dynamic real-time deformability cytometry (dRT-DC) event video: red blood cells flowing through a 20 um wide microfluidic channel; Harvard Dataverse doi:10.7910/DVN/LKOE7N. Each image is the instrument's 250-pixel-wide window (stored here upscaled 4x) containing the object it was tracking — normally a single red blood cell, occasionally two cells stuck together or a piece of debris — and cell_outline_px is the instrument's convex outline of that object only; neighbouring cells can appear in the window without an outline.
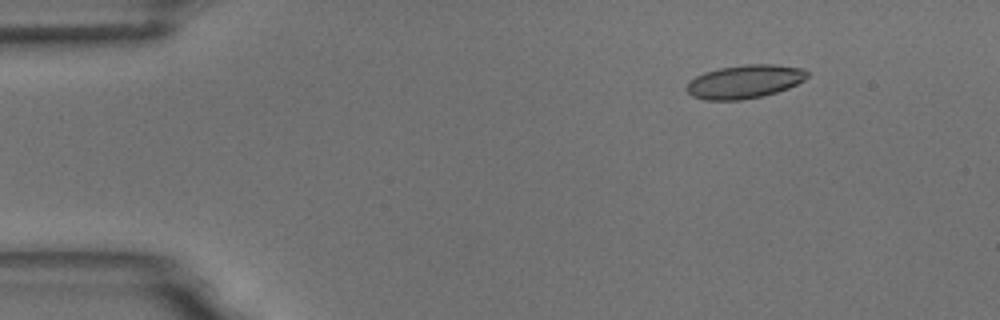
{"species": "common noctule bat (a hibernating species)", "species_latin": "Nyctalus noctula", "temperature_condition": "room temperature", "stored_images_in_passage": 10, "camera_frame_rate_fps": 3000, "um_per_image_px": 0.085, "animal": {"sex": "male", "body_mass_g": 18.8}, "frame": {"image": 1, "passage_image": 2, "time_ms": 1.333, "image_size_px": [1000, 320], "cell_outline_px": [[808, 76], [804, 80], [788, 88], [776, 92], [760, 96], [740, 100], [704, 100], [692, 96], [684, 88], [688, 80], [704, 72], [720, 68], [744, 64], [776, 64], [804, 68], [808, 72]], "centroid_in_image_um": [63.27, 6.93], "position_along_channel_um": 21.7, "area_um2": 23.7}}
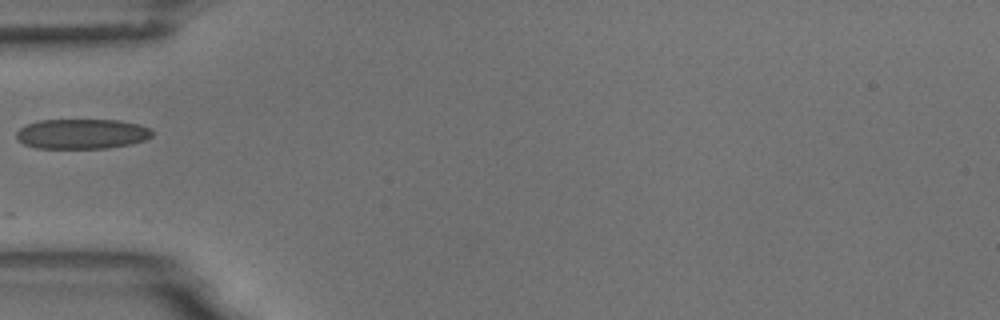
{"frame": {"image": 2, "passage_image": 5, "time_ms": 5.0, "image_size_px": [1000, 320], "cell_outline_px": [[152, 136], [144, 140], [132, 144], [108, 148], [36, 148], [24, 144], [16, 136], [16, 132], [20, 128], [28, 124], [40, 120], [120, 120], [140, 124], [152, 128]], "centroid_in_image_um": [7.01, 11.38], "position_along_channel_um": 78.0, "area_um2": 23.81}}